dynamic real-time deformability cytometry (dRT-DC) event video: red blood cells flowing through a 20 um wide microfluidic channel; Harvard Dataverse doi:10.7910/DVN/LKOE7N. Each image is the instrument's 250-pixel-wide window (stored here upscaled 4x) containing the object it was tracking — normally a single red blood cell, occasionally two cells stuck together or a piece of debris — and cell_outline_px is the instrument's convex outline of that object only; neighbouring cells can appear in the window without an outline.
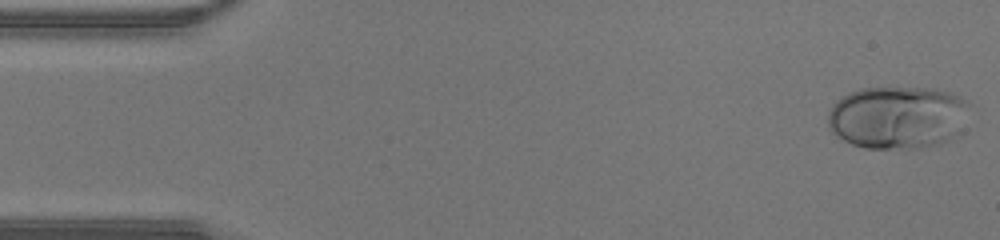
{"species": "human", "species_latin": "Homo sapiens", "temperature_condition": "warm", "stored_images_in_passage": 44, "camera_frame_rate_fps": 3000, "um_per_image_px": 0.085, "donor": {"sex": "male"}, "frame": {"image": 1, "passage_image": 1, "time_ms": 0.0, "image_size_px": [1000, 240], "cell_outline_px": [[972, 104], [944, 140], [932, 144], [916, 148], [864, 148], [852, 144], [844, 140], [832, 132], [828, 128], [828, 112], [832, 104], [844, 96], [852, 92], [864, 88], [932, 88], [948, 92]], "centroid_in_image_um": [76.15, 9.95], "position_along_channel_um": 8.9, "area_um2": 50.23}}
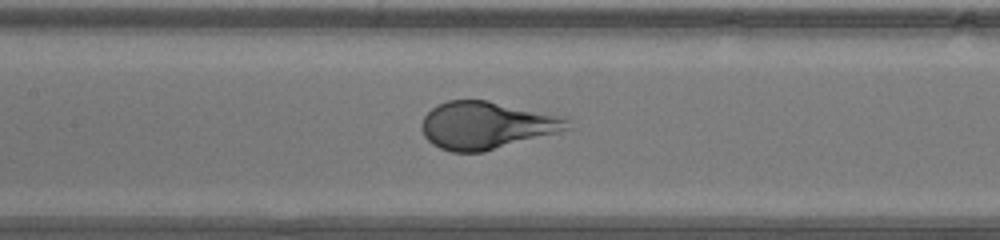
{"frame": {"image": 2, "passage_image": 20, "time_ms": 6.333, "image_size_px": [1000, 240], "cell_outline_px": [[572, 128], [484, 152], [452, 152], [440, 148], [432, 144], [424, 136], [420, 128], [420, 124], [424, 116], [436, 104], [448, 100], [488, 100], [564, 116], [568, 120]], "centroid_in_image_um": [41.32, 10.64], "position_along_channel_um": 166.1, "area_um2": 40.46}}
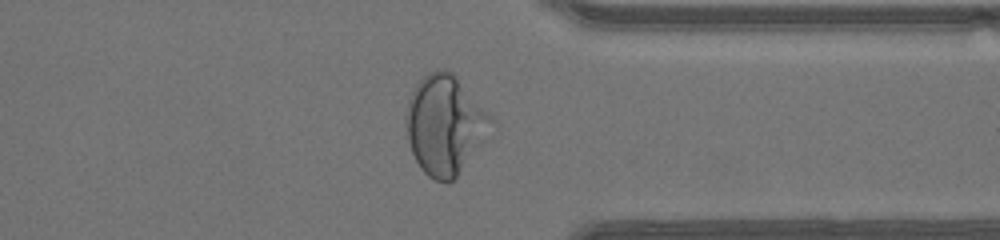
{"frame": {"image": 3, "passage_image": 34, "time_ms": 11.0, "image_size_px": [1000, 240], "cell_outline_px": [[500, 128], [456, 176], [448, 184], [444, 184], [428, 176], [420, 168], [412, 152], [408, 140], [408, 100], [416, 84], [428, 72], [436, 68], [448, 68], [456, 76], [496, 120]], "centroid_in_image_um": [37.94, 10.62], "position_along_channel_um": 373.5, "area_um2": 50.17}}